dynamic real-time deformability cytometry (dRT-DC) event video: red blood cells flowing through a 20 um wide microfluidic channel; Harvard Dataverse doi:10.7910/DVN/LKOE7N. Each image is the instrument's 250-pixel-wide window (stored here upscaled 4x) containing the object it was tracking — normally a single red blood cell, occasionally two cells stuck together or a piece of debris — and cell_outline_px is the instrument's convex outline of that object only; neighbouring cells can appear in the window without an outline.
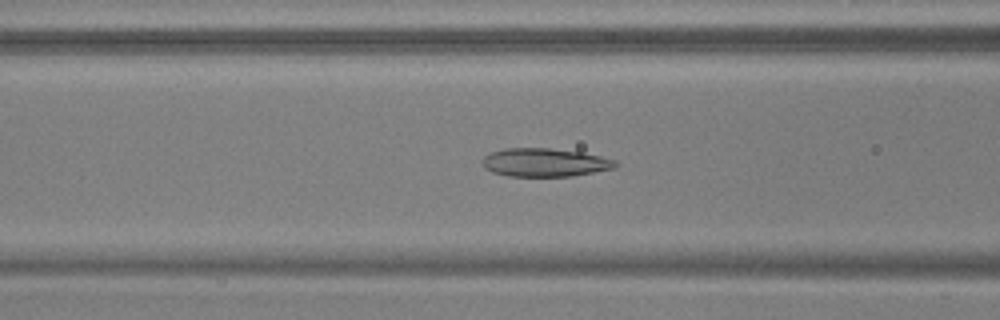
{"species": "common noctule bat (a hibernating species)", "species_latin": "Nyctalus noctula", "temperature_condition": "warm", "stored_images_in_passage": 44, "camera_frame_rate_fps": 3000, "um_per_image_px": 0.085, "animal": {"sex": "male", "body_mass_g": 17.9, "forearm_length_mm": 54.2}, "frame": {"image": 1, "passage_image": 12, "time_ms": 3.667, "image_size_px": [1000, 320], "cell_outline_px": [[616, 168], [572, 176], [508, 176], [492, 172], [484, 168], [480, 160], [484, 156], [492, 152], [504, 148], [548, 148], [580, 152], [600, 156], [616, 160]], "centroid_in_image_um": [46.27, 13.81], "position_along_channel_um": 120.3, "area_um2": 22.02}}
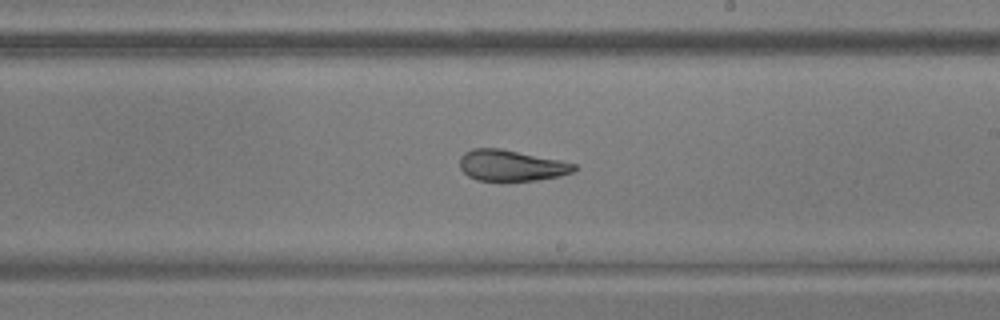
{"frame": {"image": 2, "passage_image": 22, "time_ms": 7.0, "image_size_px": [1000, 320], "cell_outline_px": [[576, 168], [572, 172], [560, 176], [536, 180], [476, 180], [468, 176], [460, 168], [460, 156], [464, 152], [472, 148], [500, 148], [560, 160], [576, 164]], "centroid_in_image_um": [43.43, 14.05], "position_along_channel_um": 245.6, "area_um2": 20.58}}
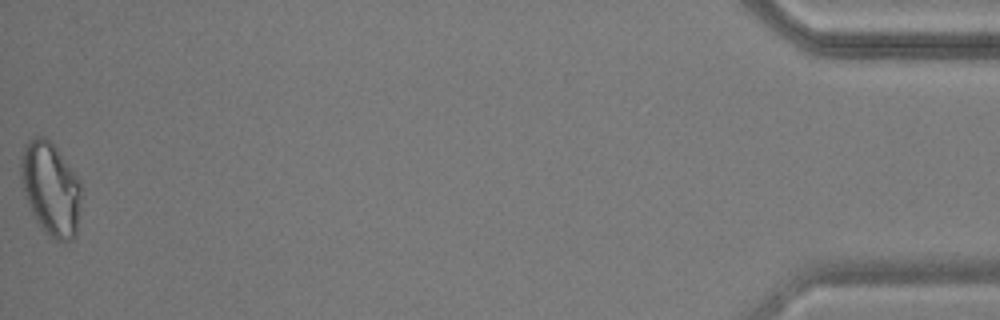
{"frame": {"image": 3, "passage_image": 44, "time_ms": 14.333, "image_size_px": [1000, 320], "cell_outline_px": [[80, 196], [76, 236], [72, 240], [56, 240], [44, 232], [36, 220], [28, 204], [24, 192], [20, 176], [20, 156], [24, 144], [28, 140], [36, 136], [44, 136], [56, 148], [80, 180]], "centroid_in_image_um": [4.28, 16.02], "position_along_channel_um": 430.9, "area_um2": 32.66}, "authors_computed_cell_mechanics": {"area_um2": 22.7443, "velocity_mm_per_s": 3.7525, "shape_relaxation_time_tau1_ms": null, "shape_relaxation_time_tau2_ms": 2.0022, "deformation_change_tau1": null, "deformation_change_tau2": 0.0804}}